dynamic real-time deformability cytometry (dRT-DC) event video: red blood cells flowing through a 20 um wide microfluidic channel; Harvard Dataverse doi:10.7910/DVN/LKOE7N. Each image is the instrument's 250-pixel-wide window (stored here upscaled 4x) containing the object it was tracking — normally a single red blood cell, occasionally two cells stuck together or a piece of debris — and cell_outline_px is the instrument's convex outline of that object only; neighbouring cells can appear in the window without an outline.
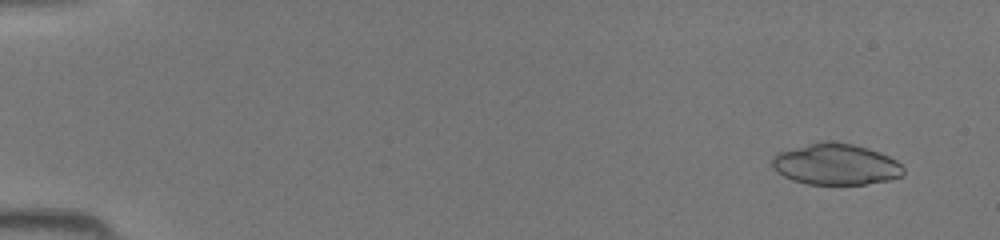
{"species": "common noctule bat (a hibernating species)", "species_latin": "Nyctalus noctula", "temperature_condition": "room temperature", "stored_images_in_passage": 44, "camera_frame_rate_fps": 3000, "um_per_image_px": 0.085, "animal": {"sex": "female", "body_mass_g": 19.5, "forearm_length_mm": 54.1}, "frame": {"image": 1, "passage_image": 3, "time_ms": 0.667, "image_size_px": [1000, 240], "cell_outline_px": [[904, 172], [900, 176], [892, 180], [864, 184], [808, 184], [792, 180], [776, 172], [772, 168], [772, 156], [776, 152], [820, 140], [836, 140], [868, 148], [888, 156], [896, 160], [904, 168]], "centroid_in_image_um": [71.0, 13.95], "position_along_channel_um": 14.0, "area_um2": 31.96}}